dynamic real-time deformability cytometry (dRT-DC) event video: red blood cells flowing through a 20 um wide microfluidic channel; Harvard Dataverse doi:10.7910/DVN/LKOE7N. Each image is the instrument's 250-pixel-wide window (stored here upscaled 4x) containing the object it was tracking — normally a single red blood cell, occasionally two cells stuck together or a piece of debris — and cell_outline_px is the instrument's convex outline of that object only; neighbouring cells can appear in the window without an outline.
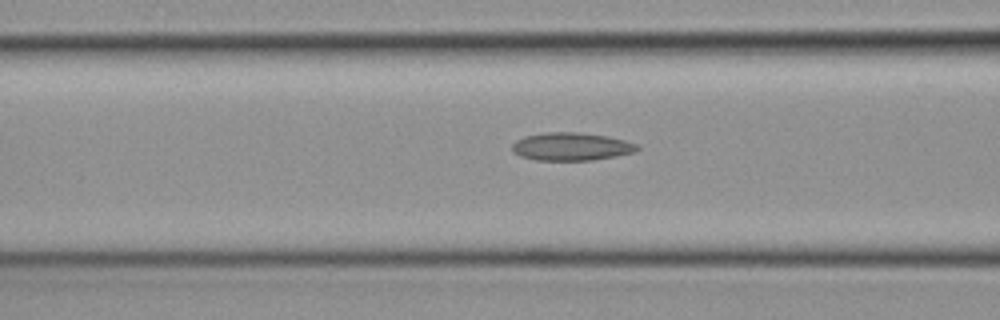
{"species": "common noctule bat (a hibernating species)", "species_latin": "Nyctalus noctula", "temperature_condition": "cold", "stored_images_in_passage": 31, "camera_frame_rate_fps": 3000, "um_per_image_px": 0.085, "animal": {"sex": "female", "body_mass_g": 19.3, "forearm_length_mm": 54.1}, "frame": {"image": 1, "passage_image": 10, "time_ms": 3.0, "image_size_px": [1000, 320], "cell_outline_px": [[640, 148], [632, 152], [616, 156], [592, 160], [536, 160], [520, 156], [512, 152], [512, 144], [516, 140], [524, 136], [544, 132], [576, 132], [608, 136], [624, 140], [636, 144]], "centroid_in_image_um": [48.51, 12.45], "position_along_channel_um": 118.1, "area_um2": 20.35}}
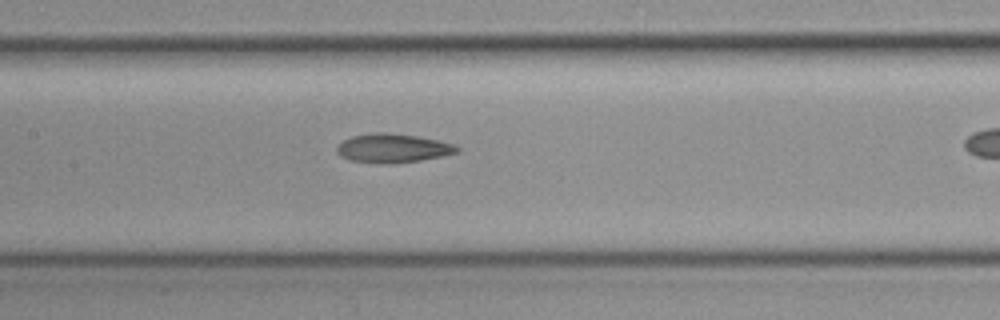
{"frame": {"image": 2, "passage_image": 14, "time_ms": 4.333, "image_size_px": [1000, 320], "cell_outline_px": [[460, 152], [444, 156], [420, 160], [388, 164], [352, 160], [340, 156], [336, 152], [336, 148], [344, 140], [352, 136], [376, 132], [388, 132], [416, 136], [456, 144], [460, 148]], "centroid_in_image_um": [33.43, 12.59], "position_along_channel_um": 174.0, "area_um2": 20.17}}
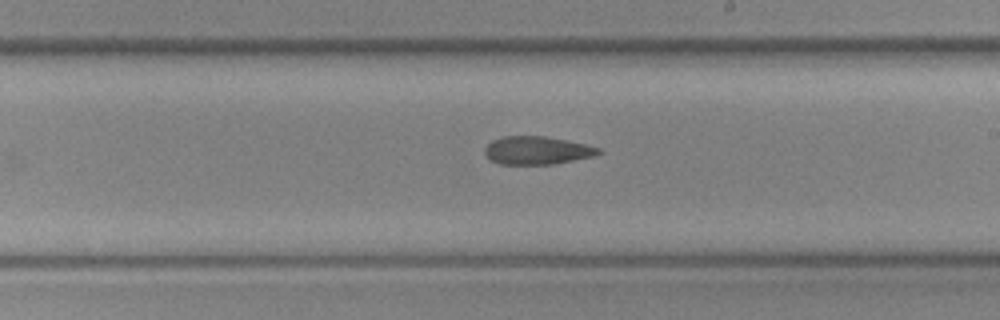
{"frame": {"image": 3, "passage_image": 19, "time_ms": 6.0, "image_size_px": [1000, 320], "cell_outline_px": [[600, 152], [596, 156], [552, 164], [500, 164], [492, 160], [484, 152], [484, 148], [492, 140], [504, 136], [544, 136], [584, 144], [600, 148]], "centroid_in_image_um": [45.64, 12.78], "position_along_channel_um": 243.4, "area_um2": 18.38}}